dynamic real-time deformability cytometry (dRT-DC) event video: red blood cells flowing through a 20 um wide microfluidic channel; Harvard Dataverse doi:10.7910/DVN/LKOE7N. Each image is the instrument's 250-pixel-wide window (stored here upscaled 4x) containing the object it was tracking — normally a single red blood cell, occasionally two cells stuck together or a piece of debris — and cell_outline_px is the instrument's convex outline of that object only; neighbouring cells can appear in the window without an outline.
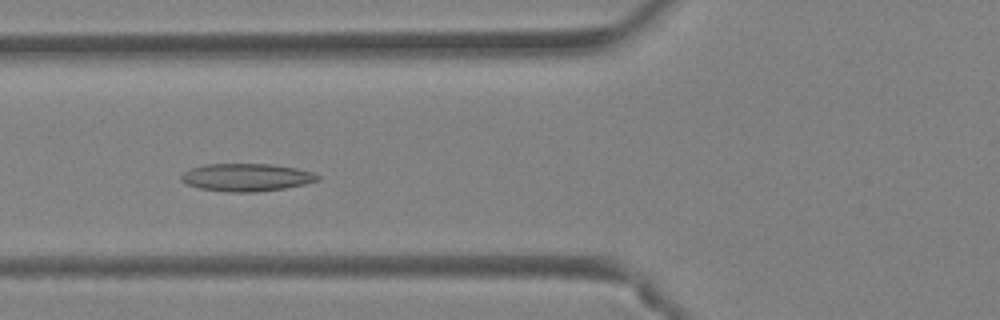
{"species": "Egyptian fruit bat (a non-hibernating species)", "species_latin": "Rousettus aegyptiacus", "temperature_condition": "warm", "stored_images_in_passage": 33, "camera_frame_rate_fps": 3000, "um_per_image_px": 0.085, "animal": {"sex": "female"}, "frame": {"image": 1, "passage_image": 5, "time_ms": 1.333, "image_size_px": [1000, 320], "cell_outline_px": [[320, 180], [304, 184], [284, 188], [256, 192], [224, 192], [200, 188], [188, 184], [180, 180], [180, 176], [184, 172], [192, 168], [204, 164], [272, 164], [296, 168], [312, 172], [320, 176]], "centroid_in_image_um": [20.95, 15.07], "position_along_channel_um": 104.9, "area_um2": 22.02}}
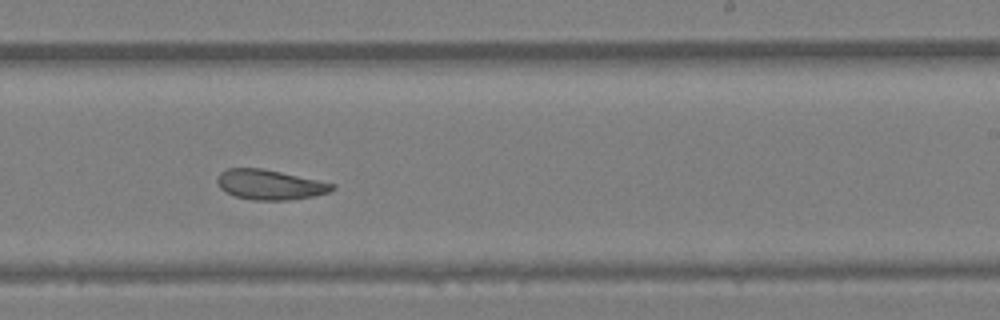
{"frame": {"image": 2, "passage_image": 16, "time_ms": 5.0, "image_size_px": [1000, 320], "cell_outline_px": [[336, 188], [328, 192], [312, 196], [288, 200], [252, 200], [236, 196], [224, 192], [220, 188], [216, 180], [220, 172], [228, 168], [260, 168], [280, 172], [336, 184]], "centroid_in_image_um": [22.9, 15.7], "position_along_channel_um": 266.1, "area_um2": 19.94}}
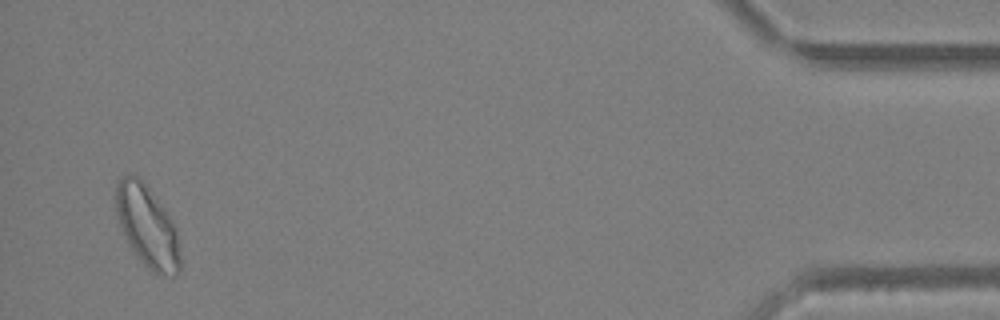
{"frame": {"image": 3, "passage_image": 32, "time_ms": 10.333, "image_size_px": [1000, 320], "cell_outline_px": [[180, 268], [176, 276], [172, 276], [152, 272], [144, 264], [132, 248], [120, 224], [116, 212], [116, 180], [124, 176], [136, 176], [144, 184], [164, 208], [172, 220], [176, 228], [180, 256]], "centroid_in_image_um": [12.54, 19.26], "position_along_channel_um": 422.7, "area_um2": 29.77}, "authors_computed_cell_mechanics": {"area_um2": 21.3282, "velocity_mm_per_s": 4.4064, "shape_relaxation_time_tau1_ms": null, "shape_relaxation_time_tau2_ms": 3.4524, "deformation_change_tau1": null, "deformation_change_tau2": 0.107}}